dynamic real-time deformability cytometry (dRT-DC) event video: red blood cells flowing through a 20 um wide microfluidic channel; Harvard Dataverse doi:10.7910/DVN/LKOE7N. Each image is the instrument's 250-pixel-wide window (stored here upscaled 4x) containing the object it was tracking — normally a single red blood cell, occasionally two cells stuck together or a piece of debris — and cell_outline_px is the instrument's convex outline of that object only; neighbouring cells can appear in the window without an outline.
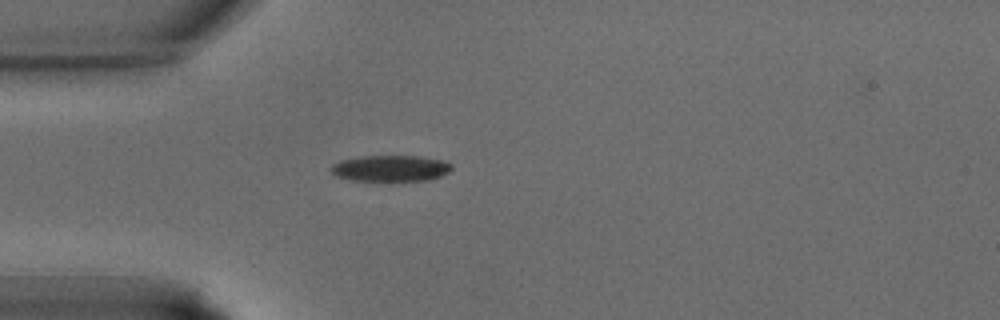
{"species": "common noctule bat (a hibernating species)", "species_latin": "Nyctalus noctula", "temperature_condition": "warm", "stored_images_in_passage": 26, "camera_frame_rate_fps": 3000, "um_per_image_px": 0.085, "animal": {"sex": "male", "body_mass_g": 15.6}, "frame": {"image": 1, "passage_image": 1, "time_ms": 0.0, "image_size_px": [1000, 320], "cell_outline_px": [[452, 168], [448, 172], [440, 176], [428, 180], [352, 180], [336, 176], [328, 168], [332, 164], [340, 160], [360, 156], [420, 156], [444, 160], [452, 164]], "centroid_in_image_um": [33.18, 14.29], "position_along_channel_um": 51.8, "area_um2": 18.38}}
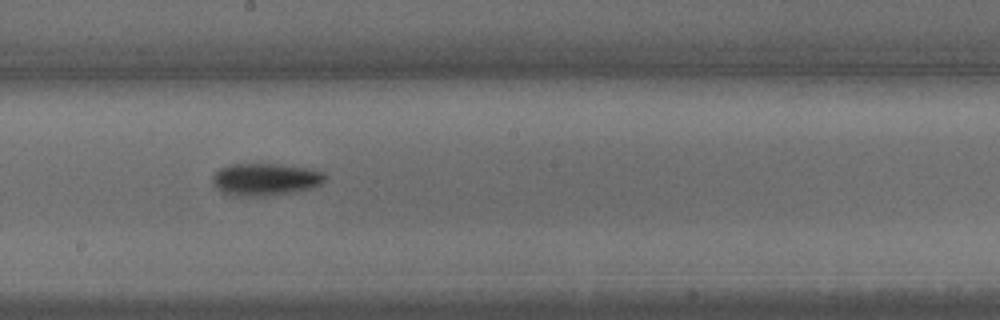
{"frame": {"image": 2, "passage_image": 11, "time_ms": 3.333, "image_size_px": [1000, 320], "cell_outline_px": [[328, 176], [320, 184], [308, 188], [292, 192], [264, 196], [236, 196], [220, 192], [212, 184], [212, 176], [220, 168], [228, 164], [276, 164], [308, 168], [324, 172]], "centroid_in_image_um": [22.51, 15.24], "position_along_channel_um": 225.7, "area_um2": 21.21}}
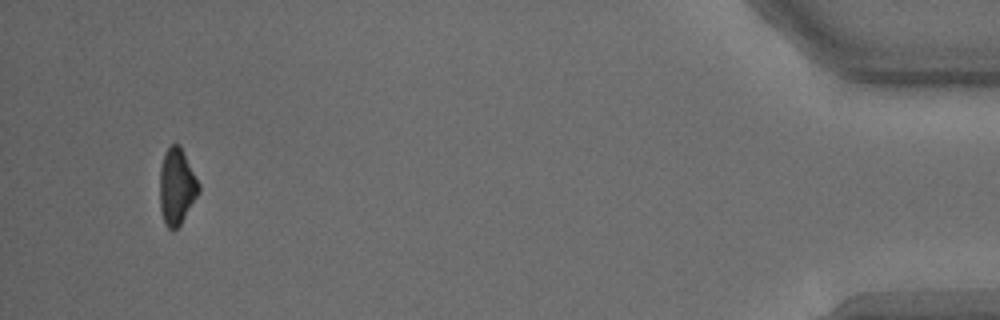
{"frame": {"image": 3, "passage_image": 26, "time_ms": 8.333, "image_size_px": [1000, 320], "cell_outline_px": [[200, 192], [180, 224], [172, 232], [168, 228], [164, 220], [160, 208], [160, 168], [164, 152], [172, 144], [180, 144], [200, 184]], "centroid_in_image_um": [15.03, 15.84], "position_along_channel_um": 420.2, "area_um2": 17.34}}